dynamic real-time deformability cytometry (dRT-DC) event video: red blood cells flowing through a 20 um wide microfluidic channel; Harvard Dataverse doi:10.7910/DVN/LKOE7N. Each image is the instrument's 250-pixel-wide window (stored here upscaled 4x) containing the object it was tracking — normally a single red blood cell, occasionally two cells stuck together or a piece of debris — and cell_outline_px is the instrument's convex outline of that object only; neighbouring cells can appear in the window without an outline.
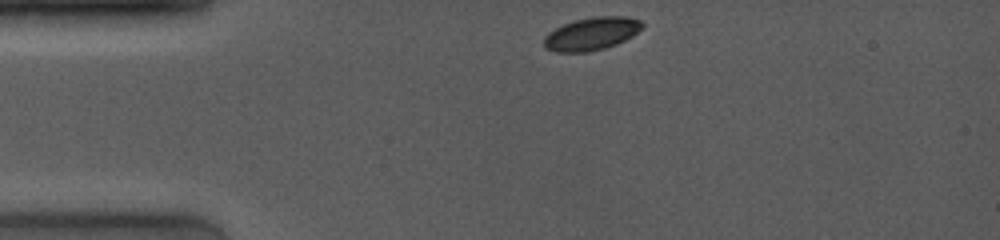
{"species": "common noctule bat (a hibernating species)", "species_latin": "Nyctalus noctula", "temperature_condition": "room temperature", "stored_images_in_passage": 28, "camera_frame_rate_fps": 4000, "um_per_image_px": 0.085, "animal": {"sex": "female", "body_mass_g": 19.0, "forearm_length_mm": 53.3}, "frame": {"image": 1, "passage_image": 1, "time_ms": 0.0, "image_size_px": [1000, 240], "cell_outline_px": [[644, 28], [632, 36], [616, 44], [604, 48], [588, 52], [556, 52], [544, 48], [544, 36], [548, 32], [572, 20], [592, 16], [628, 16], [640, 20], [644, 24]], "centroid_in_image_um": [50.29, 2.85], "position_along_channel_um": 34.7, "area_um2": 19.07}}
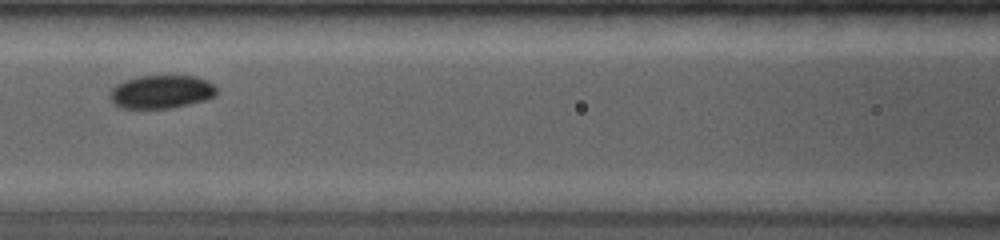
{"frame": {"image": 2, "passage_image": 13, "time_ms": 4.0, "image_size_px": [1000, 240], "cell_outline_px": [[216, 96], [204, 100], [172, 108], [120, 108], [112, 104], [108, 96], [112, 88], [116, 84], [124, 80], [140, 76], [196, 76], [208, 80], [216, 88]], "centroid_in_image_um": [13.67, 7.81], "position_along_channel_um": 152.9, "area_um2": 20.87}}
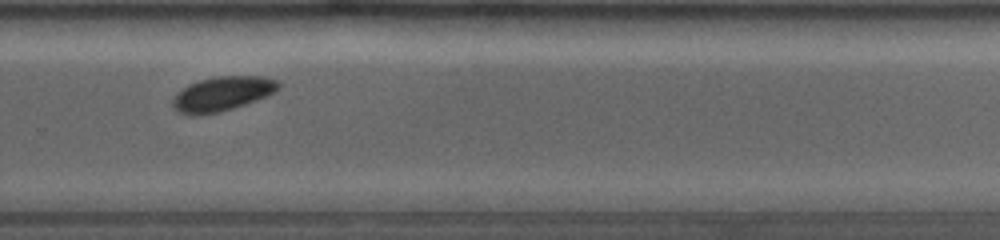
{"frame": {"image": 3, "passage_image": 25, "time_ms": 8.0, "image_size_px": [1000, 240], "cell_outline_px": [[280, 88], [264, 96], [244, 104], [232, 108], [216, 112], [196, 116], [188, 116], [176, 112], [172, 104], [172, 100], [188, 84], [200, 80], [216, 76], [260, 76], [276, 80], [280, 84]], "centroid_in_image_um": [18.84, 7.98], "position_along_channel_um": 311.0, "area_um2": 20.87}}